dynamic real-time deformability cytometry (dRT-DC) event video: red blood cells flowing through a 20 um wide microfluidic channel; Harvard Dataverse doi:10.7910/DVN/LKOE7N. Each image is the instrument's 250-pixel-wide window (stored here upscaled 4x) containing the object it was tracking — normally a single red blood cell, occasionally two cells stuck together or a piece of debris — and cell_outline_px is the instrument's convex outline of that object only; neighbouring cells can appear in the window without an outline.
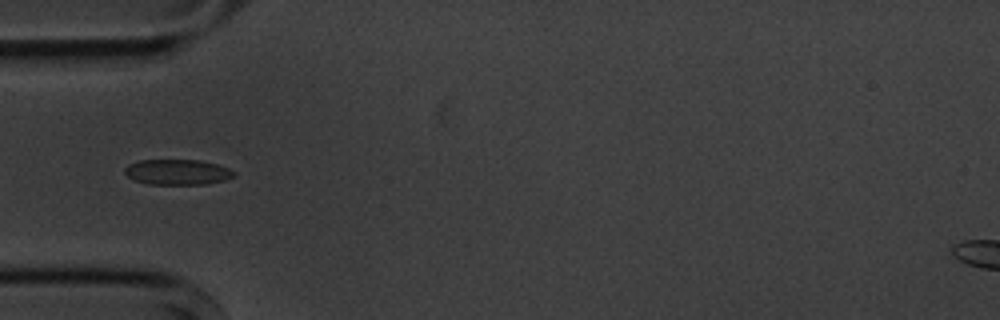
{"species": "common noctule bat (a hibernating species)", "species_latin": "Nyctalus noctula", "temperature_condition": "cold", "stored_images_in_passage": 11, "camera_frame_rate_fps": 3000, "um_per_image_px": 0.085, "animal": {"sex": "male", "body_mass_g": 20.1, "forearm_length_mm": 53.5}, "frame": {"image": 1, "passage_image": 1, "time_ms": 0.0, "image_size_px": [1000, 320], "cell_outline_px": [[236, 176], [224, 180], [204, 184], [148, 184], [132, 180], [124, 172], [124, 168], [128, 164], [140, 160], [200, 160], [216, 164], [228, 168], [236, 172]], "centroid_in_image_um": [15.07, 14.62], "position_along_channel_um": 69.9, "area_um2": 16.24}}
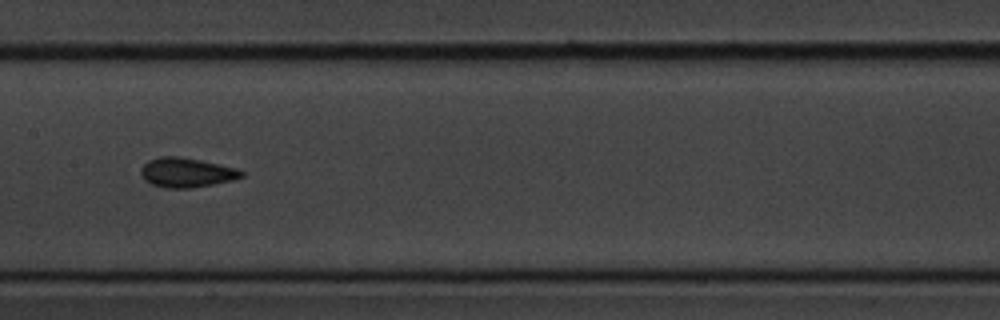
{"frame": {"image": 2, "passage_image": 4, "time_ms": 3.333, "image_size_px": [1000, 320], "cell_outline_px": [[244, 176], [236, 180], [192, 188], [164, 188], [152, 184], [144, 180], [140, 172], [140, 168], [148, 160], [160, 156], [180, 156], [220, 164], [236, 168], [244, 172]], "centroid_in_image_um": [15.86, 14.67], "position_along_channel_um": 191.5, "area_um2": 17.57}}
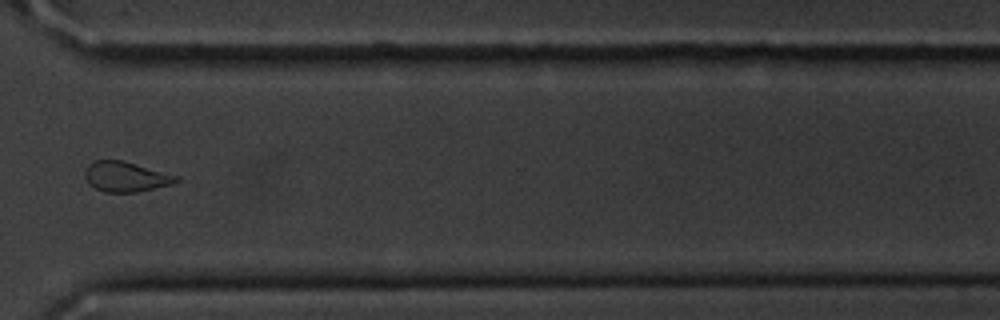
{"frame": {"image": 3, "passage_image": 8, "time_ms": 8.0, "image_size_px": [1000, 320], "cell_outline_px": [[180, 180], [172, 184], [136, 192], [104, 192], [88, 184], [84, 176], [84, 172], [88, 164], [96, 160], [120, 160], [180, 176]], "centroid_in_image_um": [10.67, 15.02], "position_along_channel_um": 359.9, "area_um2": 15.95}, "authors_computed_cell_mechanics": {"area_um2": 16.2418, "velocity_mm_per_s": 3.6198, "shape_relaxation_time_tau1_ms": 2.5504, "shape_relaxation_time_tau2_ms": 1.9843, "deformation_change_tau1": 0.0665, "deformation_change_tau2": 0.0322}}